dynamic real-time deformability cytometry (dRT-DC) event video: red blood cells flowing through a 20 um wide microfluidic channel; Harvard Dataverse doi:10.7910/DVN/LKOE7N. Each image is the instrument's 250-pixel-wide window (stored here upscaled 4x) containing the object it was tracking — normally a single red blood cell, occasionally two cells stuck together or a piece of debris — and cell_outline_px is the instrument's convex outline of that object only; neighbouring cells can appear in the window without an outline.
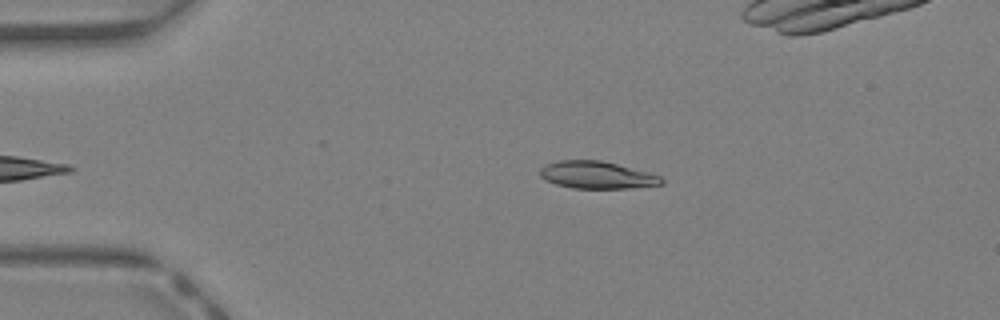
{"species": "Egyptian fruit bat (a non-hibernating species)", "species_latin": "Rousettus aegyptiacus", "temperature_condition": "warm", "stored_images_in_passage": 30, "camera_frame_rate_fps": 3000, "um_per_image_px": 0.085, "animal": {"sex": "female"}, "frame": {"image": 1, "passage_image": 1, "time_ms": 0.0, "image_size_px": [1000, 320], "cell_outline_px": [[664, 184], [632, 188], [572, 188], [556, 184], [540, 176], [540, 168], [544, 164], [560, 160], [600, 160], [648, 172], [660, 176], [664, 180]], "centroid_in_image_um": [50.74, 14.87], "position_along_channel_um": 34.3, "area_um2": 19.25}}
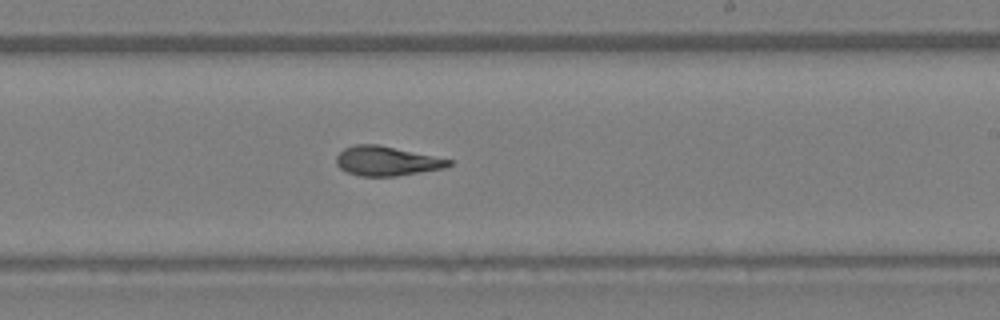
{"frame": {"image": 2, "passage_image": 18, "time_ms": 5.667, "image_size_px": [1000, 320], "cell_outline_px": [[452, 164], [448, 168], [396, 176], [360, 176], [348, 172], [340, 168], [336, 164], [336, 156], [344, 148], [356, 144], [380, 144], [452, 160]], "centroid_in_image_um": [32.88, 13.68], "position_along_channel_um": 256.1, "area_um2": 19.42}}
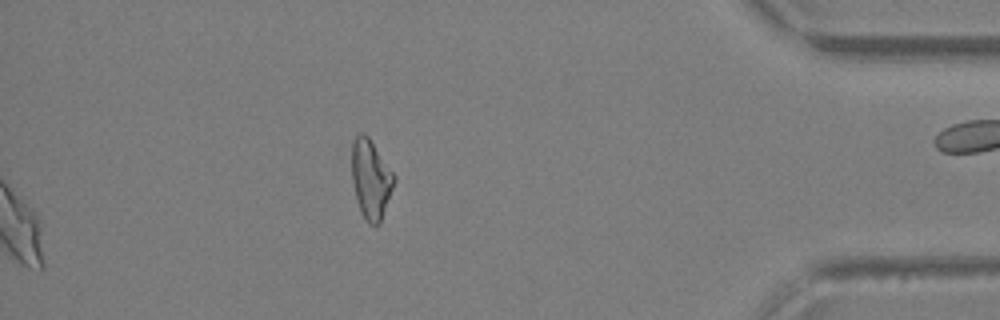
{"frame": {"image": 3, "passage_image": 30, "time_ms": 9.667, "image_size_px": [1000, 320], "cell_outline_px": [[396, 180], [380, 224], [368, 224], [360, 212], [356, 200], [352, 180], [352, 140], [360, 132], [364, 132], [368, 136], [396, 176]], "centroid_in_image_um": [31.52, 15.23], "position_along_channel_um": 403.7, "area_um2": 19.71}, "authors_computed_cell_mechanics": {"area_um2": 19.7098, "velocity_mm_per_s": 4.7565, "shape_relaxation_time_tau1_ms": null, "shape_relaxation_time_tau2_ms": 4.8473, "deformation_change_tau1": null, "deformation_change_tau2": 0.1314}}